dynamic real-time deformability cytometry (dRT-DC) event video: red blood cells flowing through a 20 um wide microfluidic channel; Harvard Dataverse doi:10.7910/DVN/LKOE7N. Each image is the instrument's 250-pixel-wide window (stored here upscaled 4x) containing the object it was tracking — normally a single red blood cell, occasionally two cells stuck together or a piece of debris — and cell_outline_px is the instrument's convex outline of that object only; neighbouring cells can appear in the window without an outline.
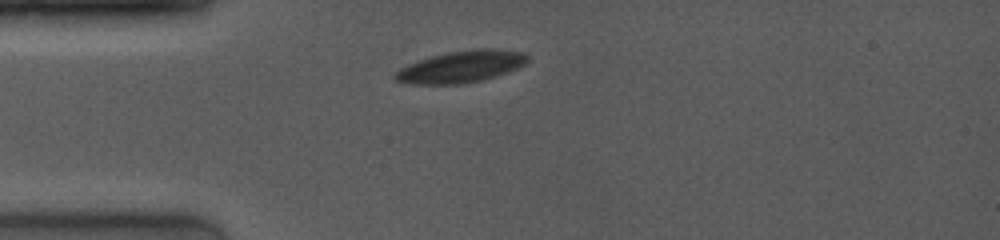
{"species": "common noctule bat (a hibernating species)", "species_latin": "Nyctalus noctula", "temperature_condition": "room temperature", "stored_images_in_passage": 40, "camera_frame_rate_fps": 4000, "um_per_image_px": 0.085, "animal": {"sex": "female", "body_mass_g": 19.0, "forearm_length_mm": 53.3}, "frame": {"image": 1, "passage_image": 1, "time_ms": 0.0, "image_size_px": [1000, 240], "cell_outline_px": [[528, 60], [524, 64], [508, 72], [496, 76], [480, 80], [460, 84], [408, 84], [396, 80], [392, 76], [400, 68], [408, 64], [432, 56], [448, 52], [476, 48], [492, 48], [524, 52], [528, 56]], "centroid_in_image_um": [39.2, 5.66], "position_along_channel_um": 45.8, "area_um2": 24.45}}
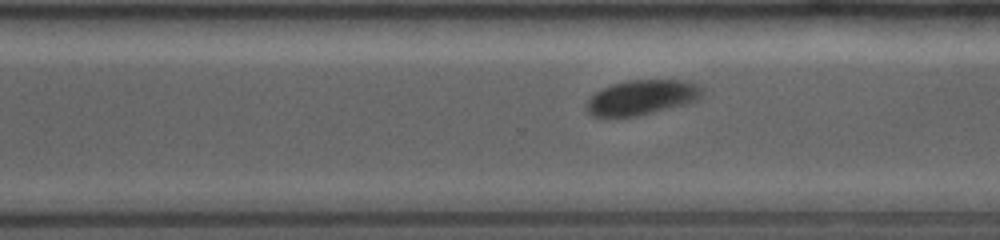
{"frame": {"image": 2, "passage_image": 29, "time_ms": 7.25, "image_size_px": [1000, 240], "cell_outline_px": [[704, 88], [700, 96], [696, 100], [684, 104], [636, 116], [600, 120], [592, 116], [584, 108], [584, 104], [600, 88], [624, 80], [688, 80]], "centroid_in_image_um": [54.44, 8.3], "position_along_channel_um": 316.2, "area_um2": 24.1}}
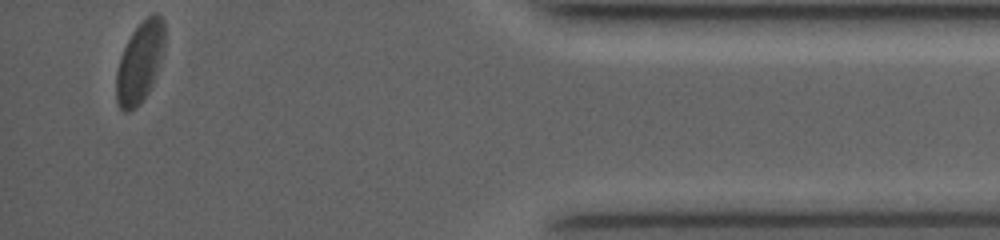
{"frame": {"image": 3, "passage_image": 40, "time_ms": 11.0, "image_size_px": [1000, 240], "cell_outline_px": [[164, 48], [152, 84], [148, 92], [140, 104], [136, 108], [128, 112], [124, 112], [116, 104], [116, 72], [120, 56], [132, 32], [152, 12], [156, 12], [164, 20]], "centroid_in_image_um": [11.87, 5.32], "position_along_channel_um": 423.3, "area_um2": 22.72}, "authors_computed_cell_mechanics": {"area_um2": 24.7962, "velocity_mm_per_s": 3.9582, "shape_relaxation_time_tau1_ms": 2.8069, "shape_relaxation_time_tau2_ms": null, "deformation_change_tau1": 0.0811, "deformation_change_tau2": null}}